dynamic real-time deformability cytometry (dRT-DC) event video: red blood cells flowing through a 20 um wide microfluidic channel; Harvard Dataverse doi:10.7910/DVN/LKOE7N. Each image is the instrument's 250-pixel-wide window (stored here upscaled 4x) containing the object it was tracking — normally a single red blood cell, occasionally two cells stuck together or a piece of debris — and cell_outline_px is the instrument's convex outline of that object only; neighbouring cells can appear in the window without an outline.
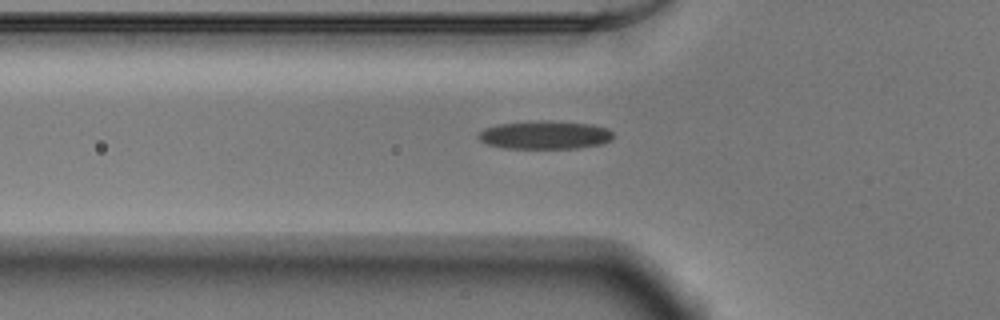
{"species": "Egyptian fruit bat (a non-hibernating species)", "species_latin": "Rousettus aegyptiacus", "temperature_condition": "warm", "stored_images_in_passage": 31, "camera_frame_rate_fps": 3000, "um_per_image_px": 0.085, "animal": {"sex": "male"}, "frame": {"image": 1, "passage_image": 2, "time_ms": 0.333, "image_size_px": [1000, 320], "cell_outline_px": [[612, 140], [600, 144], [580, 148], [504, 148], [488, 144], [480, 140], [476, 136], [484, 128], [500, 124], [544, 120], [592, 124], [608, 128], [612, 132]], "centroid_in_image_um": [46.33, 11.47], "position_along_channel_um": 79.5, "area_um2": 22.14}}
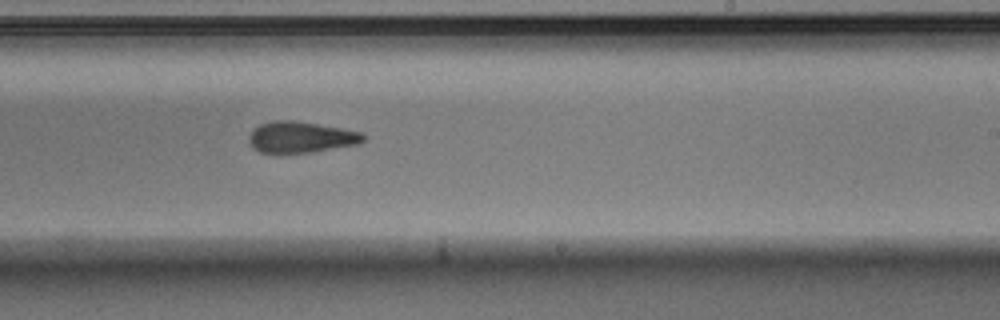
{"frame": {"image": 2, "passage_image": 16, "time_ms": 5.0, "image_size_px": [1000, 320], "cell_outline_px": [[364, 140], [360, 144], [312, 152], [260, 152], [252, 148], [248, 140], [248, 136], [252, 128], [260, 124], [276, 120], [292, 120], [340, 128], [360, 132], [364, 136]], "centroid_in_image_um": [25.53, 11.66], "position_along_channel_um": 263.5, "area_um2": 20.63}}
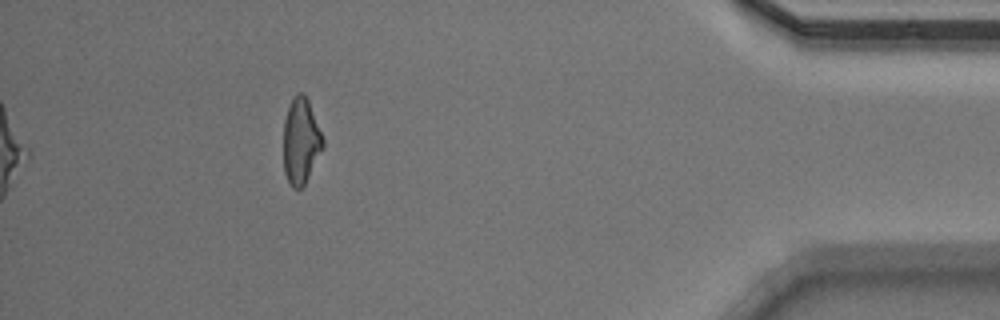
{"frame": {"image": 3, "passage_image": 31, "time_ms": 10.0, "image_size_px": [1000, 320], "cell_outline_px": [[324, 148], [304, 184], [300, 188], [292, 188], [284, 172], [284, 120], [292, 96], [296, 92], [304, 92], [308, 100], [324, 140]], "centroid_in_image_um": [25.58, 11.96], "position_along_channel_um": 409.6, "area_um2": 19.71}, "authors_computed_cell_mechanics": {"area_um2": 21.7328, "velocity_mm_per_s": 3.9301, "shape_relaxation_time_tau1_ms": 9.7254, "shape_relaxation_time_tau2_ms": 4.9145, "deformation_change_tau1": 0.2141, "deformation_change_tau2": 0.1592}}